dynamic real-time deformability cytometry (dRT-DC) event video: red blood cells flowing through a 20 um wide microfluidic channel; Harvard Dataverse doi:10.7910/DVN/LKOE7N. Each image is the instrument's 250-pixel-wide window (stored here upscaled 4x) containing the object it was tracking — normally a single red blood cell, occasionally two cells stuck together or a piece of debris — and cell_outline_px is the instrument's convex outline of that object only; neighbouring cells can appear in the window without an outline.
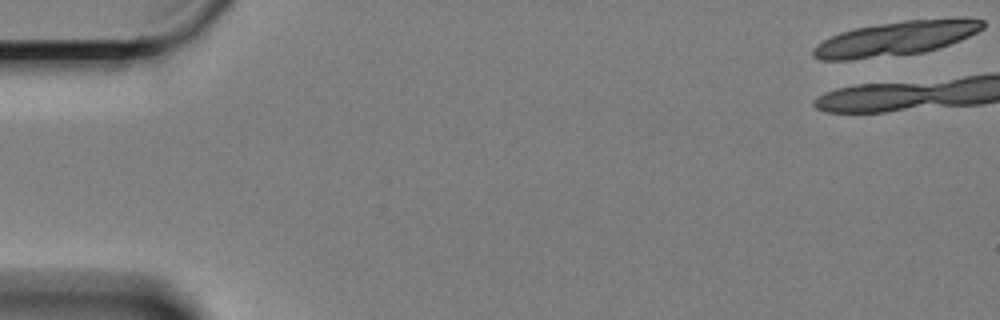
{"species": "Egyptian fruit bat (a non-hibernating species)", "species_latin": "Rousettus aegyptiacus", "temperature_condition": "cold", "stored_images_in_passage": 6, "camera_frame_rate_fps": 3000, "um_per_image_px": 0.085, "animal": {"sex": "female"}, "frame": {"image": 1, "passage_image": 1, "time_ms": 0.0, "image_size_px": [1000, 320], "cell_outline_px": [[984, 28], [960, 40], [924, 52], [848, 60], [820, 60], [812, 56], [812, 48], [816, 44], [840, 32], [856, 28], [876, 24], [904, 20], [956, 16], [964, 16], [984, 20]], "centroid_in_image_um": [76.19, 3.24], "position_along_channel_um": 8.8, "area_um2": 34.22}}